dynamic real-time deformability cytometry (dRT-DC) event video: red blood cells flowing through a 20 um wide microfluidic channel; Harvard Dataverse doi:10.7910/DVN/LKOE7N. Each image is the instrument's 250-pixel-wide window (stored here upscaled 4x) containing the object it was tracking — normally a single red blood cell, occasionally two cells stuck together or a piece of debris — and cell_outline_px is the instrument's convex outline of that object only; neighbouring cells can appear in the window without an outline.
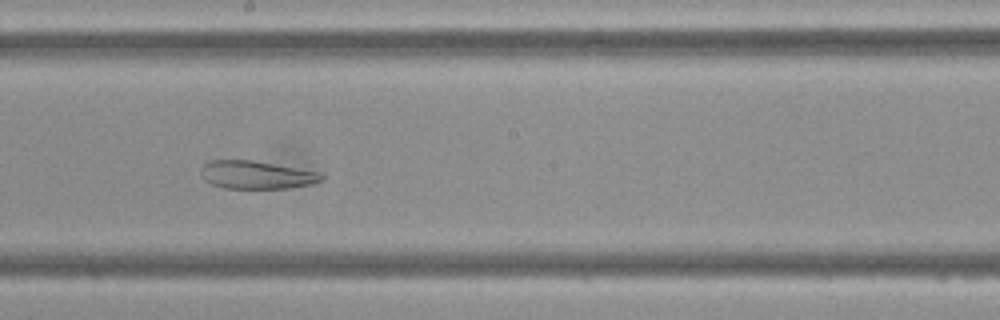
{"species": "Egyptian fruit bat (a non-hibernating species)", "species_latin": "Rousettus aegyptiacus", "temperature_condition": "cold", "stored_images_in_passage": 36, "camera_frame_rate_fps": 3000, "um_per_image_px": 0.085, "frame": {"image": 1, "passage_image": 15, "time_ms": 4.667, "image_size_px": [1000, 320], "cell_outline_px": [[324, 180], [312, 184], [288, 188], [224, 188], [212, 184], [204, 180], [200, 172], [200, 168], [204, 164], [212, 160], [252, 160], [320, 172], [324, 176]], "centroid_in_image_um": [21.8, 14.86], "position_along_channel_um": 226.4, "area_um2": 19.71}}
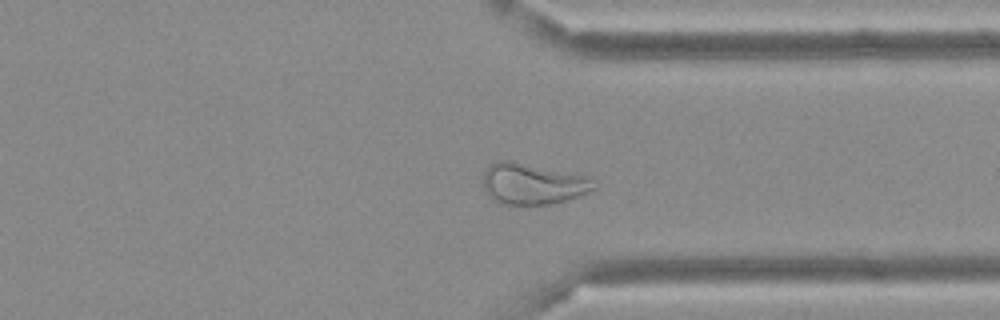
{"frame": {"image": 2, "passage_image": 25, "time_ms": 8.0, "image_size_px": [1000, 320], "cell_outline_px": [[596, 188], [576, 196], [564, 200], [548, 204], [500, 204], [484, 188], [484, 172], [488, 164], [500, 160], [512, 160], [592, 176]], "centroid_in_image_um": [45.3, 15.58], "position_along_channel_um": 366.1, "area_um2": 26.53}}
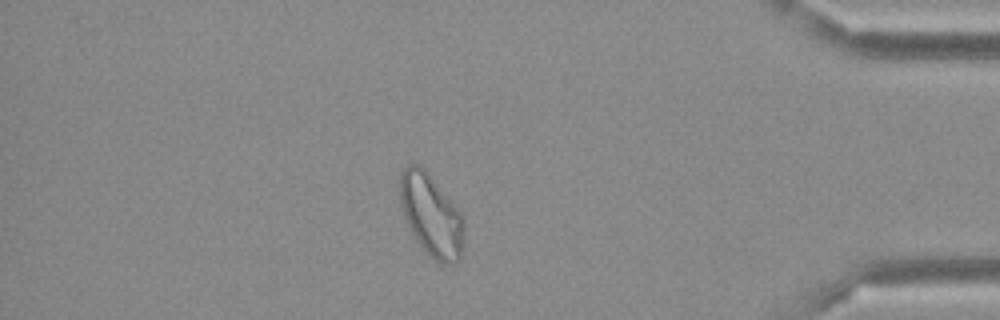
{"frame": {"image": 3, "passage_image": 30, "time_ms": 9.667, "image_size_px": [1000, 320], "cell_outline_px": [[464, 236], [460, 260], [456, 264], [440, 264], [416, 240], [400, 208], [400, 172], [408, 164], [420, 164], [424, 168], [460, 212], [464, 224]], "centroid_in_image_um": [36.65, 18.29], "position_along_channel_um": 398.5, "area_um2": 30.4}}